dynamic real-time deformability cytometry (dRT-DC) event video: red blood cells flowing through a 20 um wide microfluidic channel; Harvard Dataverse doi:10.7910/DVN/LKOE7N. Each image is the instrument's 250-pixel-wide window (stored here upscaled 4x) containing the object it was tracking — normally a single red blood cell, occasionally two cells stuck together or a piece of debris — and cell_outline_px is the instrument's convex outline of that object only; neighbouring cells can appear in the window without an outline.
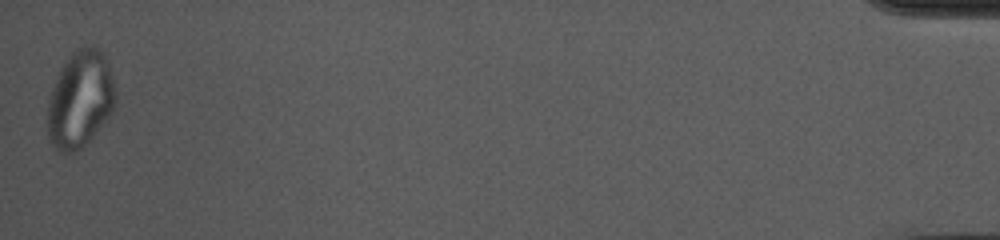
{"species": "common noctule bat (a hibernating species)", "species_latin": "Nyctalus noctula", "temperature_condition": "cold", "stored_images_in_passage": 52, "camera_frame_rate_fps": 3000, "um_per_image_px": 0.085, "animal": {"sex": "female", "body_mass_g": 10.0, "forearm_length_mm": 53.1}, "frame": {"image": 1, "passage_image": 52, "time_ms": 17.0, "image_size_px": [1000, 240], "cell_outline_px": [[116, 104], [112, 112], [96, 132], [76, 152], [60, 152], [48, 140], [48, 100], [52, 88], [64, 64], [72, 52], [80, 48], [100, 48], [104, 52], [108, 60], [116, 92]], "centroid_in_image_um": [6.84, 8.45], "position_along_channel_um": 428.4, "area_um2": 38.03}}